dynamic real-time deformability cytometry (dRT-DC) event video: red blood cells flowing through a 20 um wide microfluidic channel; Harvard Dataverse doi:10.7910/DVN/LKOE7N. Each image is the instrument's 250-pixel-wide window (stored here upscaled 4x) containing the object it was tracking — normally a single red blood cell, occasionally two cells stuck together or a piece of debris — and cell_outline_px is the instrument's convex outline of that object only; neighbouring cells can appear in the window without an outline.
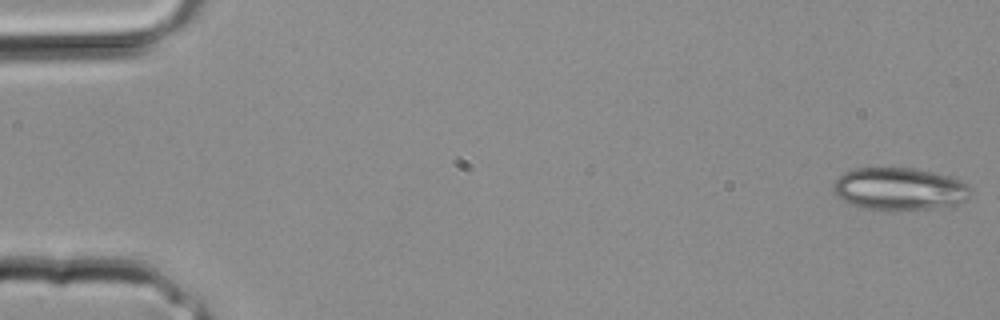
{"species": "common noctule bat (a hibernating species)", "species_latin": "Nyctalus noctula", "temperature_condition": "room temperature", "stored_images_in_passage": 7, "camera_frame_rate_fps": 3000, "um_per_image_px": 0.085, "animal": {"sex": "male", "body_mass_g": 20.4}, "frame": {"image": 1, "passage_image": 1, "time_ms": 0.0, "image_size_px": [1000, 320], "cell_outline_px": [[972, 188], [968, 196], [964, 200], [948, 208], [900, 212], [860, 208], [844, 200], [832, 192], [836, 180], [844, 172], [856, 168], [912, 168], [932, 172], [948, 176], [960, 180], [968, 184]], "centroid_in_image_um": [76.49, 16.1], "position_along_channel_um": 8.5, "area_um2": 34.68}}